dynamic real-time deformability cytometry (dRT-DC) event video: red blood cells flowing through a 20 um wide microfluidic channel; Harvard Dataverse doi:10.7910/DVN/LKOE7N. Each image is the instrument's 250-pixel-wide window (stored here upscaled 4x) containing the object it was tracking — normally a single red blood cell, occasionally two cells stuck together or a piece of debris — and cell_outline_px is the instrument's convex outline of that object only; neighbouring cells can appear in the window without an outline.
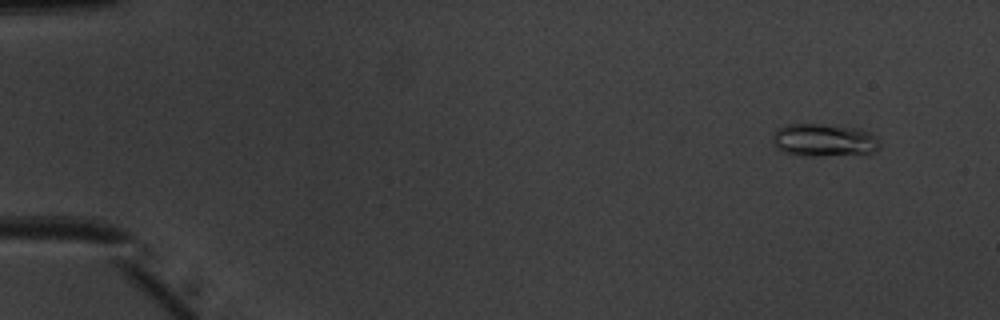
{"species": "common noctule bat (a hibernating species)", "species_latin": "Nyctalus noctula", "temperature_condition": "warm", "stored_images_in_passage": 49, "camera_frame_rate_fps": 3000, "um_per_image_px": 0.085, "animal": {"sex": "male", "body_mass_g": 20.1, "forearm_length_mm": 53.5}, "frame": {"image": 1, "passage_image": 2, "time_ms": 0.333, "image_size_px": [1000, 320], "cell_outline_px": [[880, 148], [872, 152], [812, 156], [804, 156], [784, 152], [776, 148], [772, 144], [772, 136], [780, 128], [788, 124], [820, 124], [860, 128], [876, 136], [880, 140]], "centroid_in_image_um": [70.03, 11.9], "position_along_channel_um": 15.0, "area_um2": 20.35}}
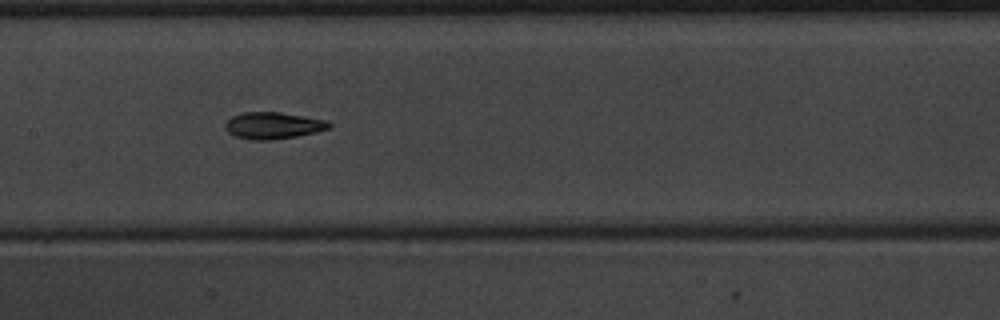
{"frame": {"image": 2, "passage_image": 24, "time_ms": 7.667, "image_size_px": [1000, 320], "cell_outline_px": [[332, 128], [316, 132], [296, 136], [272, 140], [252, 140], [236, 136], [228, 132], [224, 128], [224, 124], [232, 116], [244, 112], [280, 112], [328, 120], [332, 124]], "centroid_in_image_um": [23.24, 10.67], "position_along_channel_um": 184.2, "area_um2": 16.3}}
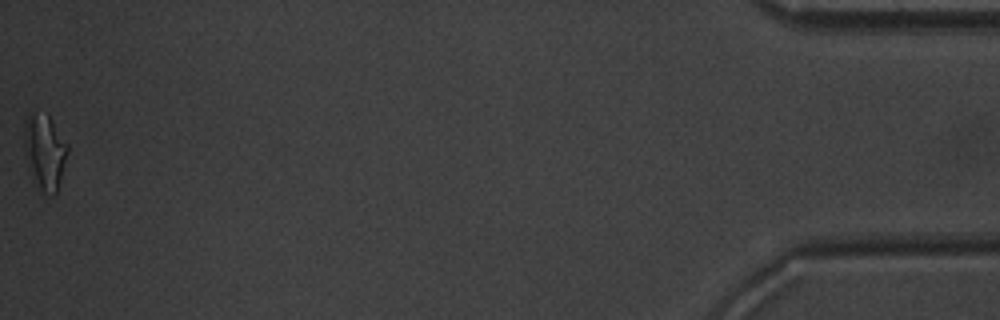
{"frame": {"image": 3, "passage_image": 49, "time_ms": 16.0, "image_size_px": [1000, 320], "cell_outline_px": [[68, 152], [60, 180], [56, 192], [52, 196], [48, 196], [40, 192], [24, 148], [24, 124], [28, 116], [32, 112], [48, 116], [52, 120], [68, 144]], "centroid_in_image_um": [3.83, 12.9], "position_along_channel_um": 431.4, "area_um2": 18.5}, "authors_computed_cell_mechanics": {"area_um2": 15.895, "velocity_mm_per_s": 4.0375, "shape_relaxation_time_tau1_ms": 4.3131, "shape_relaxation_time_tau2_ms": 1.3531, "deformation_change_tau1": 0.1817, "deformation_change_tau2": 0.0702}}